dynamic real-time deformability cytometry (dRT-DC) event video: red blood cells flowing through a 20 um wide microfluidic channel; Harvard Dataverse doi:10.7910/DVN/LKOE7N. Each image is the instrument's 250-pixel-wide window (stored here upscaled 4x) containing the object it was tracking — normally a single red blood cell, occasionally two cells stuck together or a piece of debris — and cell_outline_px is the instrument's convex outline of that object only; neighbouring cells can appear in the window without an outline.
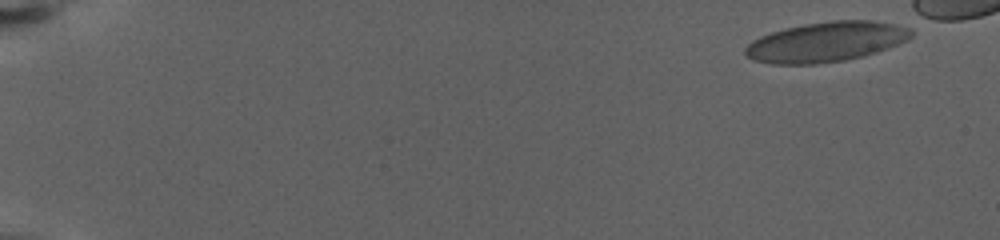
{"species": "human", "species_latin": "Homo sapiens", "temperature_condition": "warm", "stored_images_in_passage": 67, "camera_frame_rate_fps": 3000, "um_per_image_px": 0.085, "donor": {"sex": "female"}, "frame": {"image": 1, "passage_image": 1, "time_ms": 0.0, "image_size_px": [1000, 240], "cell_outline_px": [[912, 36], [908, 40], [888, 48], [864, 56], [844, 60], [816, 64], [772, 64], [752, 60], [744, 52], [744, 48], [752, 40], [760, 36], [772, 32], [804, 24], [836, 20], [872, 20], [892, 24], [908, 28], [912, 32]], "centroid_in_image_um": [70.2, 3.57], "position_along_channel_um": 14.8, "area_um2": 38.44}}
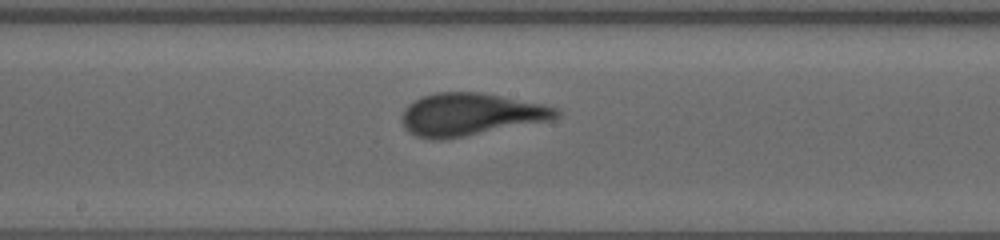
{"frame": {"image": 2, "passage_image": 40, "time_ms": 13.0, "image_size_px": [1000, 240], "cell_outline_px": [[560, 116], [552, 120], [464, 136], [416, 136], [404, 124], [404, 108], [408, 104], [424, 96], [436, 92], [480, 92], [544, 104], [560, 108]], "centroid_in_image_um": [40.12, 9.67], "position_along_channel_um": 208.1, "area_um2": 37.05}}
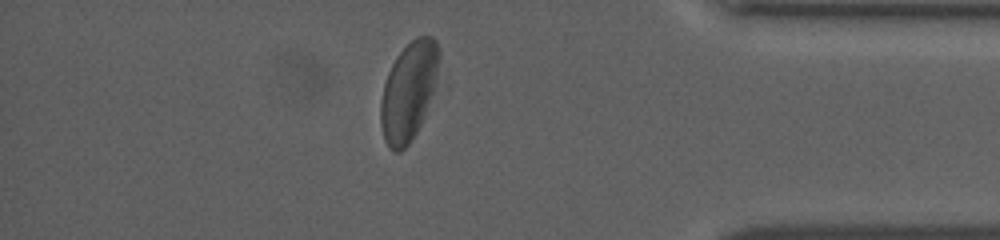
{"frame": {"image": 3, "passage_image": 63, "time_ms": 20.667, "image_size_px": [1000, 240], "cell_outline_px": [[440, 56], [432, 92], [424, 116], [412, 140], [400, 152], [396, 152], [384, 140], [380, 124], [380, 104], [384, 84], [388, 72], [396, 56], [416, 36], [432, 36], [436, 40], [440, 48]], "centroid_in_image_um": [34.72, 7.73], "position_along_channel_um": 400.5, "area_um2": 33.06}}